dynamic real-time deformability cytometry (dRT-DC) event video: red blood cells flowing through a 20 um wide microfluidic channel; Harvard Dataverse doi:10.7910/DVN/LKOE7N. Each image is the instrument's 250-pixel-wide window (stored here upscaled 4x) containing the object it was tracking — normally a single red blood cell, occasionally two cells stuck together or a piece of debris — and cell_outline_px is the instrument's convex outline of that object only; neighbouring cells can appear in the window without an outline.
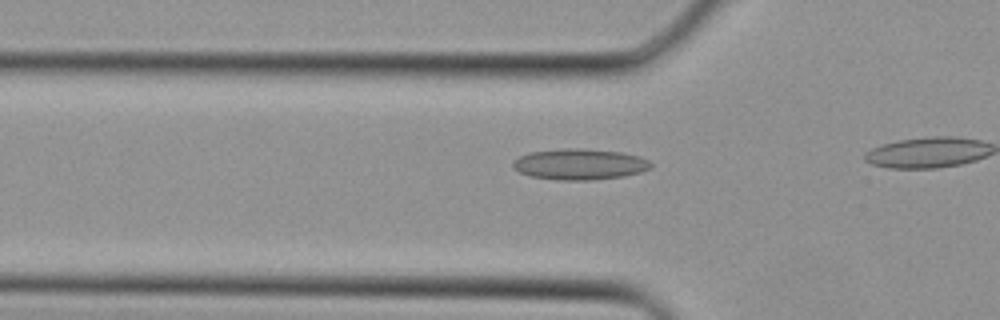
{"species": "Egyptian fruit bat (a non-hibernating species)", "species_latin": "Rousettus aegyptiacus", "temperature_condition": "cold", "stored_images_in_passage": 7, "camera_frame_rate_fps": 3000, "um_per_image_px": 0.085, "animal": {"sex": "female"}, "frame": {"image": 1, "passage_image": 5, "time_ms": 1.333, "image_size_px": [1000, 320], "cell_outline_px": [[652, 168], [640, 172], [624, 176], [592, 180], [556, 180], [532, 176], [520, 172], [512, 164], [520, 156], [528, 152], [564, 148], [580, 148], [620, 152], [640, 156], [648, 160], [652, 164]], "centroid_in_image_um": [49.31, 13.96], "position_along_channel_um": 76.5, "area_um2": 24.8}}